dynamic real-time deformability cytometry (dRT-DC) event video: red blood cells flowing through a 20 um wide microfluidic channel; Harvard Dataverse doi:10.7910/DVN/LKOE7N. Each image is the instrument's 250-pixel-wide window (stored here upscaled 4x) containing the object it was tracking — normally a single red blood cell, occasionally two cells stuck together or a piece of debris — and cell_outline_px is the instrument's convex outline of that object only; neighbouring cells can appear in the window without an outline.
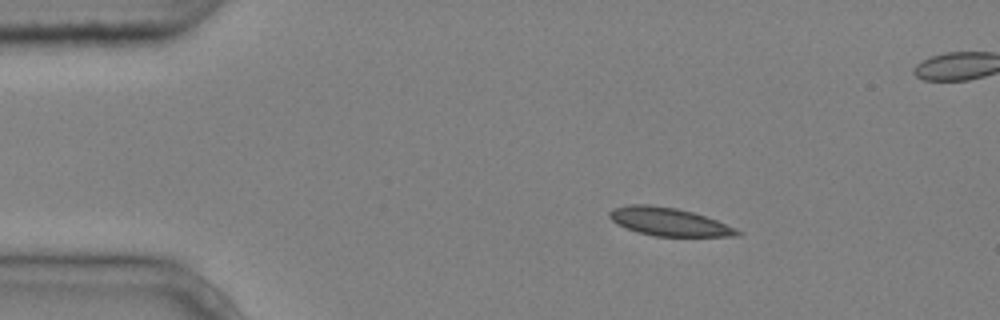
{"species": "common noctule bat (a hibernating species)", "species_latin": "Nyctalus noctula", "temperature_condition": "cold", "stored_images_in_passage": 5, "camera_frame_rate_fps": 3000, "um_per_image_px": 0.085, "animal": {"sex": "male", "body_mass_g": 20.4}, "frame": {"image": 1, "passage_image": 2, "time_ms": 0.333, "image_size_px": [1000, 320], "cell_outline_px": [[744, 232], [740, 236], [656, 236], [636, 232], [616, 224], [608, 216], [608, 212], [612, 208], [628, 204], [648, 204], [676, 208], [692, 212], [716, 220], [736, 228]], "centroid_in_image_um": [56.83, 18.85], "position_along_channel_um": 28.2, "area_um2": 21.04}}